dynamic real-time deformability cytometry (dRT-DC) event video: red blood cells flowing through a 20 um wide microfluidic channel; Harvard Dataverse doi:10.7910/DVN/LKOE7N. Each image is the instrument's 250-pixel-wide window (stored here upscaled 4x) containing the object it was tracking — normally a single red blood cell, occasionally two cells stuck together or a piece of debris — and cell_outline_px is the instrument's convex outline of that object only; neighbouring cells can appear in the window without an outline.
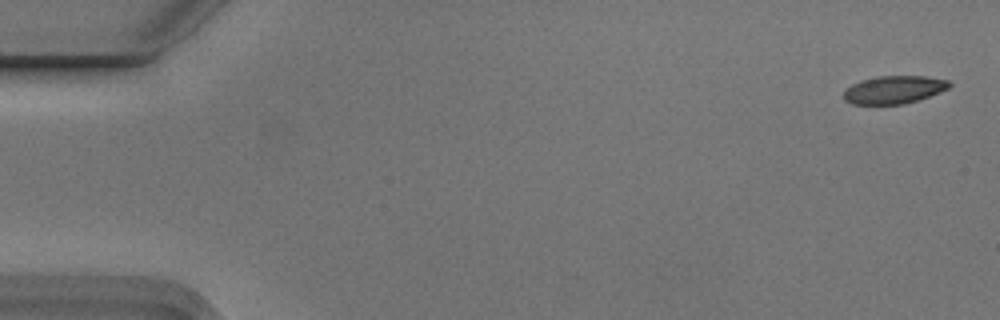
{"species": "Egyptian fruit bat (a non-hibernating species)", "species_latin": "Rousettus aegyptiacus", "temperature_condition": "cold", "stored_images_in_passage": 4, "camera_frame_rate_fps": 3000, "um_per_image_px": 0.085, "animal": {"sex": "male"}, "frame": {"image": 1, "passage_image": 1, "time_ms": 0.0, "image_size_px": [1000, 320], "cell_outline_px": [[952, 84], [948, 88], [940, 92], [904, 104], [852, 104], [844, 100], [844, 88], [860, 80], [880, 76], [928, 76], [948, 80]], "centroid_in_image_um": [75.96, 7.61], "position_along_channel_um": 9.0, "area_um2": 17.17}}